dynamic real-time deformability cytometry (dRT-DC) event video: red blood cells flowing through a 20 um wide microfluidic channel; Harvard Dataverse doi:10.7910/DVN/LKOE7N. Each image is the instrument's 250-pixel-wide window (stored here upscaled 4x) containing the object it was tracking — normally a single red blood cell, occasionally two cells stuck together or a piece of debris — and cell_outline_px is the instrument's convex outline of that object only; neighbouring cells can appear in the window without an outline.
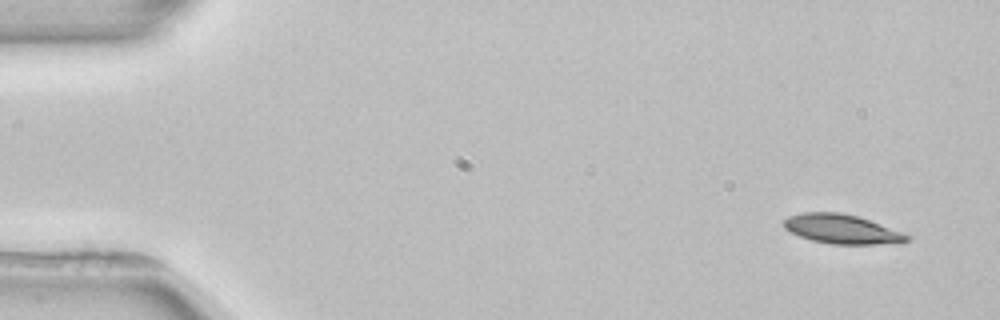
{"species": "common noctule bat (a hibernating species)", "species_latin": "Nyctalus noctula", "temperature_condition": "room temperature", "stored_images_in_passage": 4, "camera_frame_rate_fps": 3000, "um_per_image_px": 0.085, "animal": {"sex": "female", "body_mass_g": 22.7, "forearm_length_mm": 54.2}, "frame": {"image": 1, "passage_image": 1, "time_ms": 0.0, "image_size_px": [1000, 320], "cell_outline_px": [[912, 236], [904, 244], [832, 244], [812, 240], [788, 232], [784, 228], [784, 220], [788, 216], [804, 212], [840, 212], [856, 216], [868, 220]], "centroid_in_image_um": [71.56, 19.48], "position_along_channel_um": 13.4, "area_um2": 21.04}}
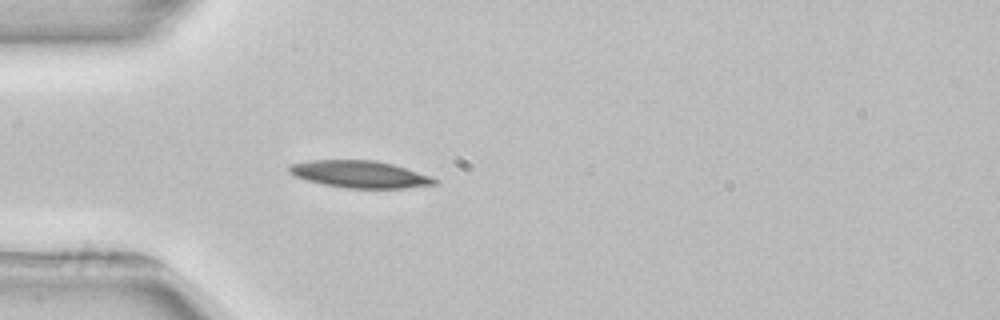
{"frame": {"image": 2, "passage_image": 4, "time_ms": 4.0, "image_size_px": [1000, 320], "cell_outline_px": [[436, 184], [404, 188], [344, 188], [324, 184], [308, 180], [296, 176], [288, 172], [288, 164], [308, 160], [376, 160], [392, 164], [432, 176], [436, 180]], "centroid_in_image_um": [30.55, 14.8], "position_along_channel_um": 54.4, "area_um2": 22.89}}